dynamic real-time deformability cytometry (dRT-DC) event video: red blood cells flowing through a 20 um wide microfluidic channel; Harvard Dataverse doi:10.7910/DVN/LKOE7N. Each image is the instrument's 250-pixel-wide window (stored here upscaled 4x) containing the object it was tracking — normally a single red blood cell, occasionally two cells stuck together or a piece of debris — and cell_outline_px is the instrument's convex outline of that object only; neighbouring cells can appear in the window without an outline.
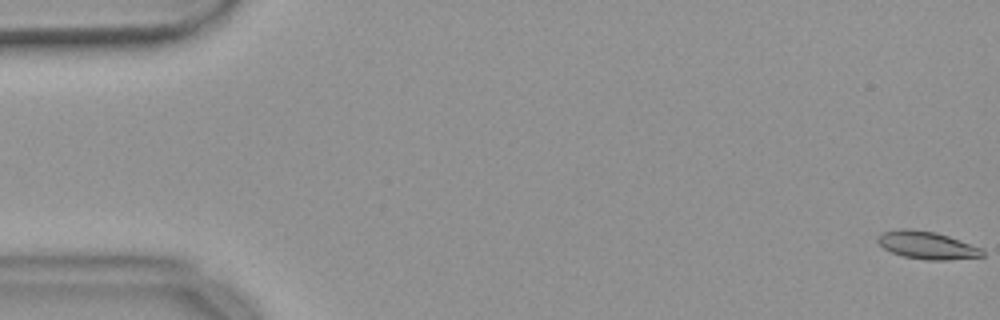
{"species": "common noctule bat (a hibernating species)", "species_latin": "Nyctalus noctula", "temperature_condition": "warm", "stored_images_in_passage": 55, "camera_frame_rate_fps": 3000, "um_per_image_px": 0.085, "animal": {"sex": "female", "body_mass_g": 18.4}, "frame": {"image": 1, "passage_image": 1, "time_ms": 0.0, "image_size_px": [1000, 320], "cell_outline_px": [[984, 256], [948, 260], [924, 260], [904, 256], [892, 252], [884, 248], [876, 240], [876, 236], [880, 232], [900, 228], [912, 228], [936, 232], [948, 236], [980, 248], [984, 252]], "centroid_in_image_um": [78.73, 20.83], "position_along_channel_um": 6.3, "area_um2": 16.94}}
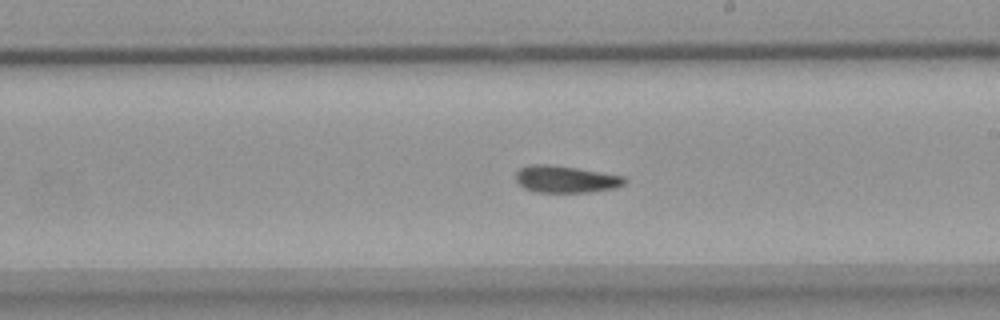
{"frame": {"image": 2, "passage_image": 32, "time_ms": 10.333, "image_size_px": [1000, 320], "cell_outline_px": [[628, 180], [624, 184], [616, 188], [588, 192], [536, 192], [524, 188], [516, 180], [516, 172], [520, 168], [528, 164], [544, 164], [576, 168], [624, 176]], "centroid_in_image_um": [48.09, 15.23], "position_along_channel_um": 240.9, "area_um2": 17.05}}
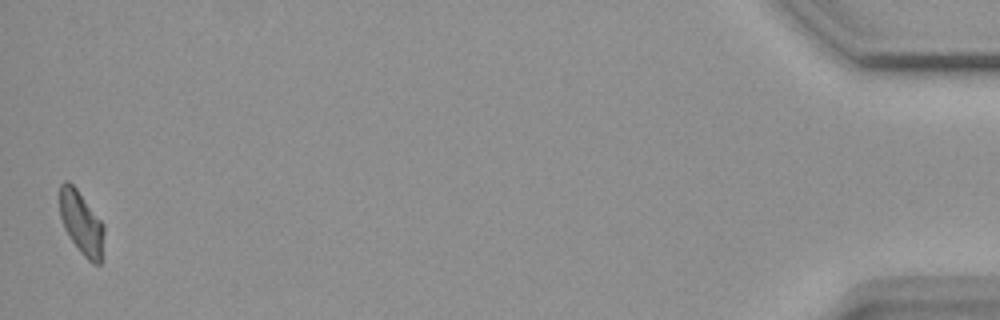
{"frame": {"image": 3, "passage_image": 55, "time_ms": 18.0, "image_size_px": [1000, 320], "cell_outline_px": [[104, 232], [100, 264], [92, 264], [80, 252], [64, 228], [60, 216], [60, 184], [64, 180], [68, 180], [76, 188], [104, 224]], "centroid_in_image_um": [6.91, 18.94], "position_along_channel_um": 428.3, "area_um2": 16.18}, "authors_computed_cell_mechanics": {"area_um2": 16.9932, "velocity_mm_per_s": 3.677, "shape_relaxation_time_tau1_ms": null, "shape_relaxation_time_tau2_ms": 4.6205, "deformation_change_tau1": null, "deformation_change_tau2": 0.0984}}